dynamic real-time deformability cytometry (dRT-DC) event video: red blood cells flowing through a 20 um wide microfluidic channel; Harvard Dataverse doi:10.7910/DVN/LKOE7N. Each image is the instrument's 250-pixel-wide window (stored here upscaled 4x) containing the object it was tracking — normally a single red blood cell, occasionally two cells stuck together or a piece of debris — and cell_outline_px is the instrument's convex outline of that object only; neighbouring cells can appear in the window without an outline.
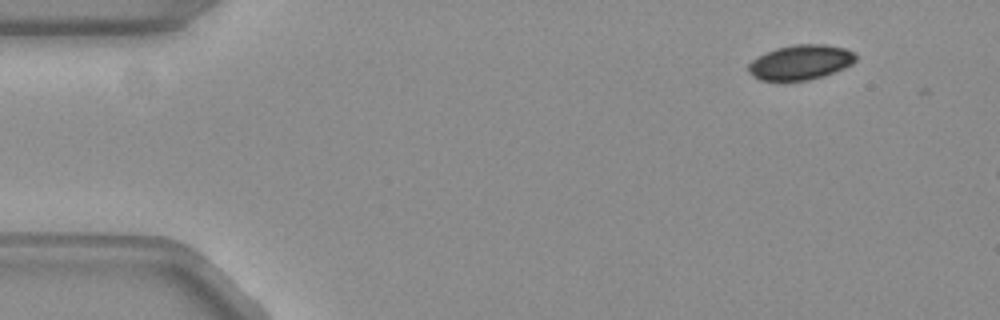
{"species": "common noctule bat (a hibernating species)", "species_latin": "Nyctalus noctula", "temperature_condition": "warm", "stored_images_in_passage": 6, "camera_frame_rate_fps": 3000, "um_per_image_px": 0.085, "animal": {"sex": "female", "body_mass_g": 19.3, "forearm_length_mm": 54.1}, "frame": {"image": 1, "passage_image": 2, "time_ms": 0.333, "image_size_px": [1000, 320], "cell_outline_px": [[856, 60], [852, 64], [844, 68], [824, 76], [808, 80], [760, 80], [752, 76], [748, 72], [748, 64], [752, 60], [776, 48], [792, 44], [824, 44], [844, 48], [856, 52]], "centroid_in_image_um": [68.07, 5.29], "position_along_channel_um": 16.9, "area_um2": 21.79}}